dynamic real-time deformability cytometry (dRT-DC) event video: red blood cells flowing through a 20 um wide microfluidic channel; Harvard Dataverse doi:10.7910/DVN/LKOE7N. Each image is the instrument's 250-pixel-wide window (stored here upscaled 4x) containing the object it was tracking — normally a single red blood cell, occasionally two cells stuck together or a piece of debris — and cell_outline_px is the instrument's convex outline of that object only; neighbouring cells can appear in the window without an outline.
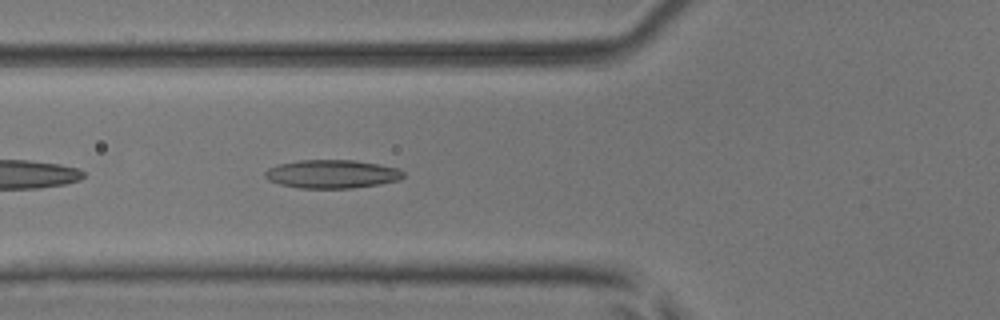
{"species": "common noctule bat (a hibernating species)", "species_latin": "Nyctalus noctula", "temperature_condition": "room temperature", "stored_images_in_passage": 38, "camera_frame_rate_fps": 3000, "um_per_image_px": 0.085, "animal": {"sex": "male", "body_mass_g": 17.9, "forearm_length_mm": 54.2}, "frame": {"image": 1, "passage_image": 5, "time_ms": 1.333, "image_size_px": [1000, 320], "cell_outline_px": [[404, 176], [400, 180], [380, 184], [352, 188], [300, 188], [280, 184], [268, 180], [264, 176], [264, 172], [268, 168], [280, 164], [300, 160], [356, 160], [400, 168], [404, 172]], "centroid_in_image_um": [28.25, 14.79], "position_along_channel_um": 97.6, "area_um2": 23.0}}
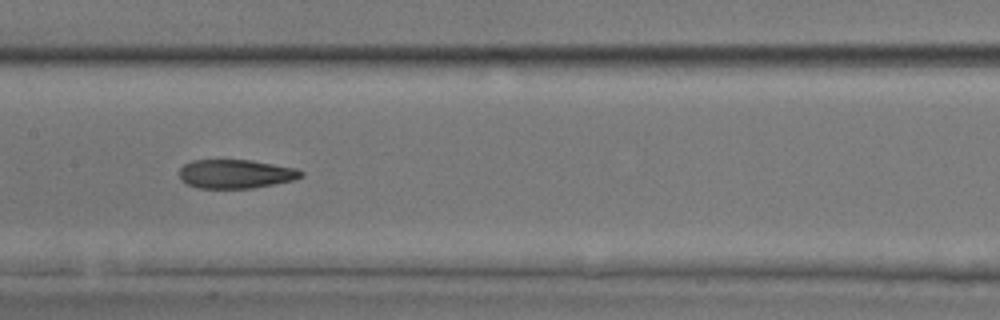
{"frame": {"image": 2, "passage_image": 12, "time_ms": 3.667, "image_size_px": [1000, 320], "cell_outline_px": [[304, 176], [292, 180], [252, 188], [196, 188], [180, 180], [180, 168], [184, 164], [192, 160], [252, 160], [296, 168], [304, 172]], "centroid_in_image_um": [20.02, 14.78], "position_along_channel_um": 187.4, "area_um2": 20.46}}
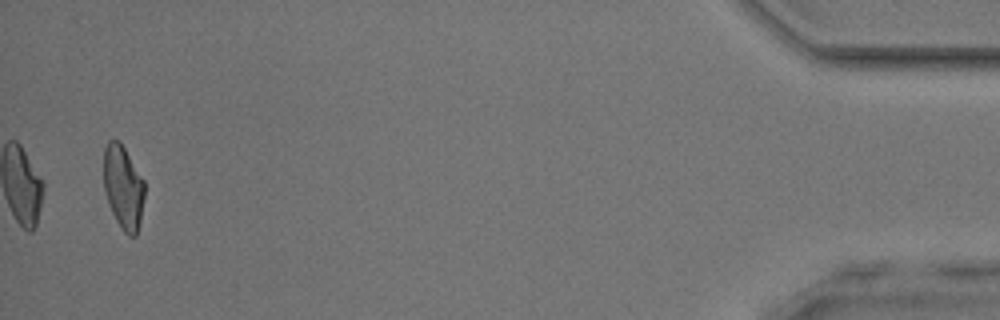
{"frame": {"image": 3, "passage_image": 37, "time_ms": 12.0, "image_size_px": [1000, 320], "cell_outline_px": [[144, 196], [140, 220], [136, 236], [128, 236], [120, 228], [112, 212], [104, 192], [104, 148], [108, 140], [120, 140], [144, 180]], "centroid_in_image_um": [10.47, 15.9], "position_along_channel_um": 424.7, "area_um2": 20.0}, "authors_computed_cell_mechanics": {"area_um2": 20.8658, "velocity_mm_per_s": 3.8491, "shape_relaxation_time_tau1_ms": null, "shape_relaxation_time_tau2_ms": 3.51, "deformation_change_tau1": null, "deformation_change_tau2": 0.1189}}